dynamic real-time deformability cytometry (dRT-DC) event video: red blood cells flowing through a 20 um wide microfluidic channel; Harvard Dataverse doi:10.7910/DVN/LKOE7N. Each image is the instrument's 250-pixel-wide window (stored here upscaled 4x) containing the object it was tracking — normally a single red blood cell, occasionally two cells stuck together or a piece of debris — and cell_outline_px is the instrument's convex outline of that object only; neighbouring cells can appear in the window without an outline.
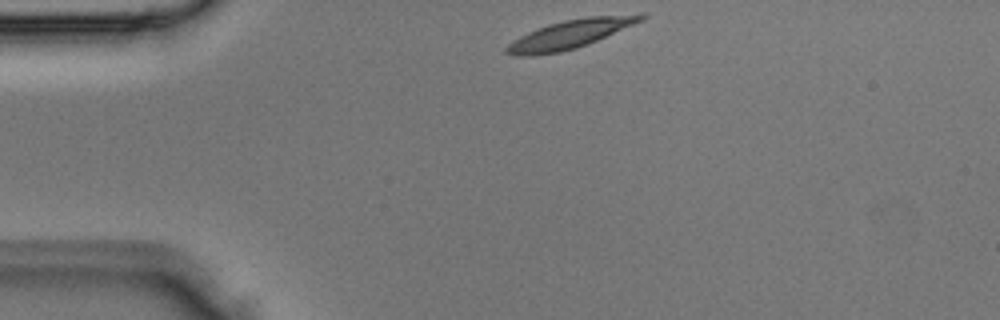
{"species": "Egyptian fruit bat (a non-hibernating species)", "species_latin": "Rousettus aegyptiacus", "temperature_condition": "room temperature", "stored_images_in_passage": 2, "camera_frame_rate_fps": 3000, "um_per_image_px": 0.085, "animal": {"sex": "male"}, "frame": {"image": 1, "passage_image": 1, "time_ms": 0.0, "image_size_px": [1000, 320], "cell_outline_px": [[648, 16], [644, 20], [588, 44], [576, 48], [560, 52], [532, 56], [516, 56], [504, 52], [504, 48], [512, 40], [528, 32], [548, 24], [564, 20], [588, 16], [640, 12], [644, 12]], "centroid_in_image_um": [48.52, 2.87], "position_along_channel_um": 36.5, "area_um2": 22.89}}